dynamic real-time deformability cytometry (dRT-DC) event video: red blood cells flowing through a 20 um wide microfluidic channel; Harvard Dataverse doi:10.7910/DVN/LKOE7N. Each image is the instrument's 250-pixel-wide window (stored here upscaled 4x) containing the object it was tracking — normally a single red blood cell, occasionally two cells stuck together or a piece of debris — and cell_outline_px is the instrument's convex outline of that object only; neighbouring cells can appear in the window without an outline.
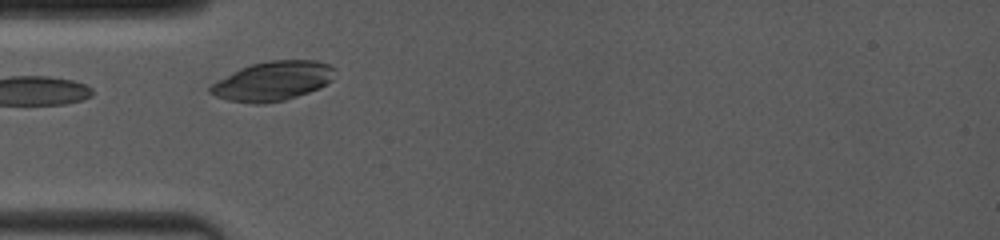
{"species": "common noctule bat (a hibernating species)", "species_latin": "Nyctalus noctula", "temperature_condition": "room temperature", "stored_images_in_passage": 4, "camera_frame_rate_fps": 4000, "um_per_image_px": 0.085, "animal": {"sex": "female", "body_mass_g": 19.0, "forearm_length_mm": 53.3}, "frame": {"image": 1, "passage_image": 1, "time_ms": 0.0, "image_size_px": [1000, 240], "cell_outline_px": [[336, 68], [332, 80], [320, 88], [284, 100], [264, 104], [252, 104], [228, 100], [216, 96], [208, 92], [208, 88], [212, 84], [232, 72], [240, 68], [252, 64], [268, 60], [316, 60], [328, 64]], "centroid_in_image_um": [23.19, 6.89], "position_along_channel_um": 61.8, "area_um2": 28.55}}
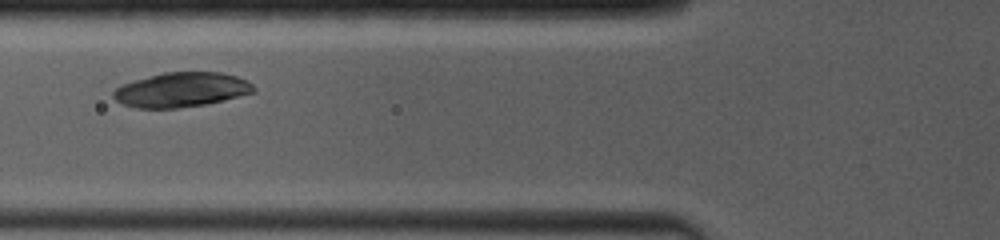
{"frame": {"image": 2, "passage_image": 3, "time_ms": 1.25, "image_size_px": [1000, 240], "cell_outline_px": [[256, 92], [208, 104], [180, 108], [136, 108], [124, 104], [116, 100], [112, 96], [112, 92], [116, 88], [124, 84], [136, 80], [164, 72], [220, 72], [236, 76], [252, 84], [256, 88]], "centroid_in_image_um": [15.44, 7.64], "position_along_channel_um": 110.4, "area_um2": 28.21}}